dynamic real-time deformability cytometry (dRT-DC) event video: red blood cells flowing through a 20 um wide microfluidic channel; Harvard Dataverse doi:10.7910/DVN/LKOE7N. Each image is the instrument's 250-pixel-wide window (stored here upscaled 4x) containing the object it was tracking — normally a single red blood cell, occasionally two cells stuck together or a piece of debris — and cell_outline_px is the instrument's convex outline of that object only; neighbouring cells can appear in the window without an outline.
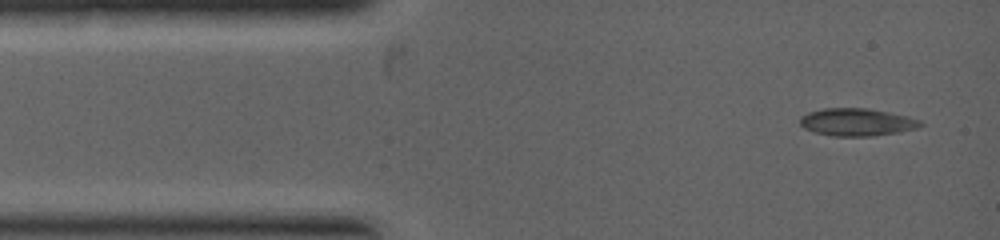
{"species": "common noctule bat (a hibernating species)", "species_latin": "Nyctalus noctula", "temperature_condition": "warm", "stored_images_in_passage": 6, "camera_frame_rate_fps": 5000, "um_per_image_px": 0.085, "animal": {"sex": "female", "body_mass_g": 19.0, "forearm_length_mm": 53.3}, "frame": {"image": 1, "passage_image": 1, "time_ms": 0.0, "image_size_px": [1000, 240], "cell_outline_px": [[924, 124], [916, 128], [900, 132], [872, 136], [832, 136], [816, 132], [804, 128], [800, 124], [800, 116], [808, 112], [824, 108], [868, 108], [888, 112], [920, 120]], "centroid_in_image_um": [72.81, 10.38], "position_along_channel_um": 12.2, "area_um2": 19.25}}
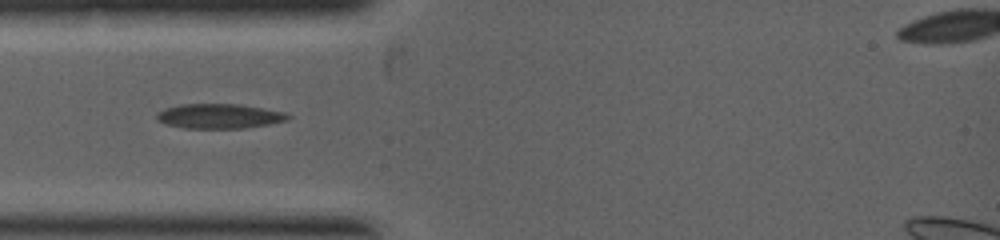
{"frame": {"image": 2, "passage_image": 4, "time_ms": 1.6, "image_size_px": [1000, 240], "cell_outline_px": [[292, 116], [288, 120], [268, 124], [244, 128], [184, 128], [164, 124], [156, 120], [156, 112], [164, 108], [180, 104], [240, 104], [284, 112]], "centroid_in_image_um": [18.59, 9.87], "position_along_channel_um": 66.4, "area_um2": 19.02}}
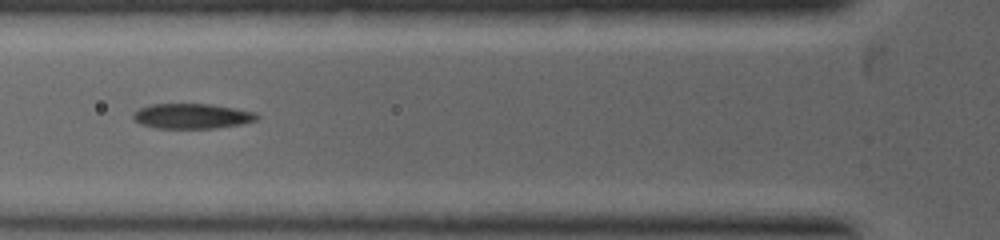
{"frame": {"image": 3, "passage_image": 5, "time_ms": 2.2, "image_size_px": [1000, 240], "cell_outline_px": [[260, 116], [256, 120], [240, 124], [216, 128], [156, 128], [140, 124], [132, 116], [140, 108], [152, 104], [212, 104], [236, 108], [256, 112]], "centroid_in_image_um": [16.36, 9.86], "position_along_channel_um": 109.4, "area_um2": 18.03}}